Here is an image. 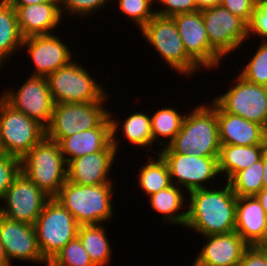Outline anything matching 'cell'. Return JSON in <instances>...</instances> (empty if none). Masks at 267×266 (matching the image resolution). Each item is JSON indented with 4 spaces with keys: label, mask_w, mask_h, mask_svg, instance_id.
I'll return each instance as SVG.
<instances>
[{
    "label": "cell",
    "mask_w": 267,
    "mask_h": 266,
    "mask_svg": "<svg viewBox=\"0 0 267 266\" xmlns=\"http://www.w3.org/2000/svg\"><path fill=\"white\" fill-rule=\"evenodd\" d=\"M46 78L55 104L107 101L106 91L73 59Z\"/></svg>",
    "instance_id": "obj_8"
},
{
    "label": "cell",
    "mask_w": 267,
    "mask_h": 266,
    "mask_svg": "<svg viewBox=\"0 0 267 266\" xmlns=\"http://www.w3.org/2000/svg\"><path fill=\"white\" fill-rule=\"evenodd\" d=\"M207 243L195 261L201 266H238L249 245L236 232L203 236Z\"/></svg>",
    "instance_id": "obj_20"
},
{
    "label": "cell",
    "mask_w": 267,
    "mask_h": 266,
    "mask_svg": "<svg viewBox=\"0 0 267 266\" xmlns=\"http://www.w3.org/2000/svg\"><path fill=\"white\" fill-rule=\"evenodd\" d=\"M145 39L178 73L193 75L200 68L188 55L172 17L155 15L142 29ZM185 73V74H184Z\"/></svg>",
    "instance_id": "obj_9"
},
{
    "label": "cell",
    "mask_w": 267,
    "mask_h": 266,
    "mask_svg": "<svg viewBox=\"0 0 267 266\" xmlns=\"http://www.w3.org/2000/svg\"><path fill=\"white\" fill-rule=\"evenodd\" d=\"M21 173L54 198L67 181V163L59 144L45 136L21 159Z\"/></svg>",
    "instance_id": "obj_4"
},
{
    "label": "cell",
    "mask_w": 267,
    "mask_h": 266,
    "mask_svg": "<svg viewBox=\"0 0 267 266\" xmlns=\"http://www.w3.org/2000/svg\"><path fill=\"white\" fill-rule=\"evenodd\" d=\"M24 38L33 35H48L62 20L61 3H40L27 6H12Z\"/></svg>",
    "instance_id": "obj_22"
},
{
    "label": "cell",
    "mask_w": 267,
    "mask_h": 266,
    "mask_svg": "<svg viewBox=\"0 0 267 266\" xmlns=\"http://www.w3.org/2000/svg\"><path fill=\"white\" fill-rule=\"evenodd\" d=\"M195 1L198 10L216 6V0H195Z\"/></svg>",
    "instance_id": "obj_43"
},
{
    "label": "cell",
    "mask_w": 267,
    "mask_h": 266,
    "mask_svg": "<svg viewBox=\"0 0 267 266\" xmlns=\"http://www.w3.org/2000/svg\"><path fill=\"white\" fill-rule=\"evenodd\" d=\"M23 41L16 10L6 0H0V66L22 48Z\"/></svg>",
    "instance_id": "obj_25"
},
{
    "label": "cell",
    "mask_w": 267,
    "mask_h": 266,
    "mask_svg": "<svg viewBox=\"0 0 267 266\" xmlns=\"http://www.w3.org/2000/svg\"><path fill=\"white\" fill-rule=\"evenodd\" d=\"M4 92L1 97L14 109L38 121L45 128L49 125L55 102L46 77L30 75L17 92Z\"/></svg>",
    "instance_id": "obj_12"
},
{
    "label": "cell",
    "mask_w": 267,
    "mask_h": 266,
    "mask_svg": "<svg viewBox=\"0 0 267 266\" xmlns=\"http://www.w3.org/2000/svg\"><path fill=\"white\" fill-rule=\"evenodd\" d=\"M238 266H267V253L260 246H249Z\"/></svg>",
    "instance_id": "obj_40"
},
{
    "label": "cell",
    "mask_w": 267,
    "mask_h": 266,
    "mask_svg": "<svg viewBox=\"0 0 267 266\" xmlns=\"http://www.w3.org/2000/svg\"><path fill=\"white\" fill-rule=\"evenodd\" d=\"M192 266H201V265H199L196 261L193 263V265Z\"/></svg>",
    "instance_id": "obj_49"
},
{
    "label": "cell",
    "mask_w": 267,
    "mask_h": 266,
    "mask_svg": "<svg viewBox=\"0 0 267 266\" xmlns=\"http://www.w3.org/2000/svg\"><path fill=\"white\" fill-rule=\"evenodd\" d=\"M105 101L55 104L46 137L57 143L65 137L95 127H112Z\"/></svg>",
    "instance_id": "obj_5"
},
{
    "label": "cell",
    "mask_w": 267,
    "mask_h": 266,
    "mask_svg": "<svg viewBox=\"0 0 267 266\" xmlns=\"http://www.w3.org/2000/svg\"><path fill=\"white\" fill-rule=\"evenodd\" d=\"M143 168L139 169V185L146 195L151 196L160 190L172 185L167 163L158 153V159H152Z\"/></svg>",
    "instance_id": "obj_28"
},
{
    "label": "cell",
    "mask_w": 267,
    "mask_h": 266,
    "mask_svg": "<svg viewBox=\"0 0 267 266\" xmlns=\"http://www.w3.org/2000/svg\"><path fill=\"white\" fill-rule=\"evenodd\" d=\"M47 266H95L89 254L76 237L69 241L48 263Z\"/></svg>",
    "instance_id": "obj_32"
},
{
    "label": "cell",
    "mask_w": 267,
    "mask_h": 266,
    "mask_svg": "<svg viewBox=\"0 0 267 266\" xmlns=\"http://www.w3.org/2000/svg\"><path fill=\"white\" fill-rule=\"evenodd\" d=\"M50 197L20 173L0 199V214L8 219L34 225Z\"/></svg>",
    "instance_id": "obj_13"
},
{
    "label": "cell",
    "mask_w": 267,
    "mask_h": 266,
    "mask_svg": "<svg viewBox=\"0 0 267 266\" xmlns=\"http://www.w3.org/2000/svg\"><path fill=\"white\" fill-rule=\"evenodd\" d=\"M267 145L237 146L220 145L218 156L219 173H225L229 182L239 171L260 160Z\"/></svg>",
    "instance_id": "obj_24"
},
{
    "label": "cell",
    "mask_w": 267,
    "mask_h": 266,
    "mask_svg": "<svg viewBox=\"0 0 267 266\" xmlns=\"http://www.w3.org/2000/svg\"><path fill=\"white\" fill-rule=\"evenodd\" d=\"M226 93L213 101L224 111L259 123L267 129V87L246 81L240 75Z\"/></svg>",
    "instance_id": "obj_11"
},
{
    "label": "cell",
    "mask_w": 267,
    "mask_h": 266,
    "mask_svg": "<svg viewBox=\"0 0 267 266\" xmlns=\"http://www.w3.org/2000/svg\"><path fill=\"white\" fill-rule=\"evenodd\" d=\"M0 243L10 264L11 260L18 259L48 265L40 251L34 225L0 214Z\"/></svg>",
    "instance_id": "obj_17"
},
{
    "label": "cell",
    "mask_w": 267,
    "mask_h": 266,
    "mask_svg": "<svg viewBox=\"0 0 267 266\" xmlns=\"http://www.w3.org/2000/svg\"><path fill=\"white\" fill-rule=\"evenodd\" d=\"M185 116L177 112L173 107H165L151 116V132L153 142L160 138L169 139L168 146L180 131Z\"/></svg>",
    "instance_id": "obj_30"
},
{
    "label": "cell",
    "mask_w": 267,
    "mask_h": 266,
    "mask_svg": "<svg viewBox=\"0 0 267 266\" xmlns=\"http://www.w3.org/2000/svg\"><path fill=\"white\" fill-rule=\"evenodd\" d=\"M123 136L133 146L152 148L153 138L151 132V117L146 113H134L128 116L123 125ZM148 146V147H147Z\"/></svg>",
    "instance_id": "obj_31"
},
{
    "label": "cell",
    "mask_w": 267,
    "mask_h": 266,
    "mask_svg": "<svg viewBox=\"0 0 267 266\" xmlns=\"http://www.w3.org/2000/svg\"><path fill=\"white\" fill-rule=\"evenodd\" d=\"M119 10L130 17L137 27L142 29L155 15L154 10H150L155 0H118Z\"/></svg>",
    "instance_id": "obj_34"
},
{
    "label": "cell",
    "mask_w": 267,
    "mask_h": 266,
    "mask_svg": "<svg viewBox=\"0 0 267 266\" xmlns=\"http://www.w3.org/2000/svg\"><path fill=\"white\" fill-rule=\"evenodd\" d=\"M109 115L112 123V142L102 152L86 154L70 160L67 163V181L79 185L113 184L108 179L110 178L108 173L111 171L118 149L116 134H118L119 121L112 118L111 112Z\"/></svg>",
    "instance_id": "obj_14"
},
{
    "label": "cell",
    "mask_w": 267,
    "mask_h": 266,
    "mask_svg": "<svg viewBox=\"0 0 267 266\" xmlns=\"http://www.w3.org/2000/svg\"><path fill=\"white\" fill-rule=\"evenodd\" d=\"M221 190L210 188L189 192V208L185 227L203 236L235 231L236 200L229 182Z\"/></svg>",
    "instance_id": "obj_1"
},
{
    "label": "cell",
    "mask_w": 267,
    "mask_h": 266,
    "mask_svg": "<svg viewBox=\"0 0 267 266\" xmlns=\"http://www.w3.org/2000/svg\"><path fill=\"white\" fill-rule=\"evenodd\" d=\"M0 266H11L9 260L6 257L4 247L0 243Z\"/></svg>",
    "instance_id": "obj_45"
},
{
    "label": "cell",
    "mask_w": 267,
    "mask_h": 266,
    "mask_svg": "<svg viewBox=\"0 0 267 266\" xmlns=\"http://www.w3.org/2000/svg\"><path fill=\"white\" fill-rule=\"evenodd\" d=\"M11 6H27L40 3H62V0H6Z\"/></svg>",
    "instance_id": "obj_41"
},
{
    "label": "cell",
    "mask_w": 267,
    "mask_h": 266,
    "mask_svg": "<svg viewBox=\"0 0 267 266\" xmlns=\"http://www.w3.org/2000/svg\"><path fill=\"white\" fill-rule=\"evenodd\" d=\"M263 156L252 166L239 171L230 181L236 196H256L263 189Z\"/></svg>",
    "instance_id": "obj_29"
},
{
    "label": "cell",
    "mask_w": 267,
    "mask_h": 266,
    "mask_svg": "<svg viewBox=\"0 0 267 266\" xmlns=\"http://www.w3.org/2000/svg\"><path fill=\"white\" fill-rule=\"evenodd\" d=\"M25 46L35 66L32 75L47 77L72 61L71 50L55 34L26 37L22 43Z\"/></svg>",
    "instance_id": "obj_18"
},
{
    "label": "cell",
    "mask_w": 267,
    "mask_h": 266,
    "mask_svg": "<svg viewBox=\"0 0 267 266\" xmlns=\"http://www.w3.org/2000/svg\"><path fill=\"white\" fill-rule=\"evenodd\" d=\"M155 3H161L163 10H155L159 16L172 17L180 13H189L198 11L195 0H155Z\"/></svg>",
    "instance_id": "obj_37"
},
{
    "label": "cell",
    "mask_w": 267,
    "mask_h": 266,
    "mask_svg": "<svg viewBox=\"0 0 267 266\" xmlns=\"http://www.w3.org/2000/svg\"><path fill=\"white\" fill-rule=\"evenodd\" d=\"M262 245H267V235H266L265 242Z\"/></svg>",
    "instance_id": "obj_50"
},
{
    "label": "cell",
    "mask_w": 267,
    "mask_h": 266,
    "mask_svg": "<svg viewBox=\"0 0 267 266\" xmlns=\"http://www.w3.org/2000/svg\"><path fill=\"white\" fill-rule=\"evenodd\" d=\"M264 211L267 213V188H263L256 196Z\"/></svg>",
    "instance_id": "obj_42"
},
{
    "label": "cell",
    "mask_w": 267,
    "mask_h": 266,
    "mask_svg": "<svg viewBox=\"0 0 267 266\" xmlns=\"http://www.w3.org/2000/svg\"><path fill=\"white\" fill-rule=\"evenodd\" d=\"M103 224L79 226L77 238L95 266H105L111 260V246Z\"/></svg>",
    "instance_id": "obj_26"
},
{
    "label": "cell",
    "mask_w": 267,
    "mask_h": 266,
    "mask_svg": "<svg viewBox=\"0 0 267 266\" xmlns=\"http://www.w3.org/2000/svg\"><path fill=\"white\" fill-rule=\"evenodd\" d=\"M263 188H267V149L263 153Z\"/></svg>",
    "instance_id": "obj_44"
},
{
    "label": "cell",
    "mask_w": 267,
    "mask_h": 266,
    "mask_svg": "<svg viewBox=\"0 0 267 266\" xmlns=\"http://www.w3.org/2000/svg\"><path fill=\"white\" fill-rule=\"evenodd\" d=\"M253 34H257L267 41V2L254 8L248 23V37Z\"/></svg>",
    "instance_id": "obj_38"
},
{
    "label": "cell",
    "mask_w": 267,
    "mask_h": 266,
    "mask_svg": "<svg viewBox=\"0 0 267 266\" xmlns=\"http://www.w3.org/2000/svg\"><path fill=\"white\" fill-rule=\"evenodd\" d=\"M45 136L42 124L0 97V152L22 159Z\"/></svg>",
    "instance_id": "obj_6"
},
{
    "label": "cell",
    "mask_w": 267,
    "mask_h": 266,
    "mask_svg": "<svg viewBox=\"0 0 267 266\" xmlns=\"http://www.w3.org/2000/svg\"><path fill=\"white\" fill-rule=\"evenodd\" d=\"M200 11L209 43L222 58L248 39V24L222 5Z\"/></svg>",
    "instance_id": "obj_10"
},
{
    "label": "cell",
    "mask_w": 267,
    "mask_h": 266,
    "mask_svg": "<svg viewBox=\"0 0 267 266\" xmlns=\"http://www.w3.org/2000/svg\"><path fill=\"white\" fill-rule=\"evenodd\" d=\"M222 6L242 18L247 24L250 22L255 8L250 0H225Z\"/></svg>",
    "instance_id": "obj_39"
},
{
    "label": "cell",
    "mask_w": 267,
    "mask_h": 266,
    "mask_svg": "<svg viewBox=\"0 0 267 266\" xmlns=\"http://www.w3.org/2000/svg\"><path fill=\"white\" fill-rule=\"evenodd\" d=\"M248 82L267 87V41L263 39L256 53L239 74Z\"/></svg>",
    "instance_id": "obj_33"
},
{
    "label": "cell",
    "mask_w": 267,
    "mask_h": 266,
    "mask_svg": "<svg viewBox=\"0 0 267 266\" xmlns=\"http://www.w3.org/2000/svg\"><path fill=\"white\" fill-rule=\"evenodd\" d=\"M225 0H216V5H222Z\"/></svg>",
    "instance_id": "obj_47"
},
{
    "label": "cell",
    "mask_w": 267,
    "mask_h": 266,
    "mask_svg": "<svg viewBox=\"0 0 267 266\" xmlns=\"http://www.w3.org/2000/svg\"><path fill=\"white\" fill-rule=\"evenodd\" d=\"M235 231L249 246L265 242L267 213L255 196H237Z\"/></svg>",
    "instance_id": "obj_21"
},
{
    "label": "cell",
    "mask_w": 267,
    "mask_h": 266,
    "mask_svg": "<svg viewBox=\"0 0 267 266\" xmlns=\"http://www.w3.org/2000/svg\"><path fill=\"white\" fill-rule=\"evenodd\" d=\"M260 247L267 253V245H261Z\"/></svg>",
    "instance_id": "obj_48"
},
{
    "label": "cell",
    "mask_w": 267,
    "mask_h": 266,
    "mask_svg": "<svg viewBox=\"0 0 267 266\" xmlns=\"http://www.w3.org/2000/svg\"><path fill=\"white\" fill-rule=\"evenodd\" d=\"M250 1L255 7L263 5L264 3L267 2V0H250Z\"/></svg>",
    "instance_id": "obj_46"
},
{
    "label": "cell",
    "mask_w": 267,
    "mask_h": 266,
    "mask_svg": "<svg viewBox=\"0 0 267 266\" xmlns=\"http://www.w3.org/2000/svg\"><path fill=\"white\" fill-rule=\"evenodd\" d=\"M112 186L79 185L66 181L54 198L73 215L79 226L102 224L113 217Z\"/></svg>",
    "instance_id": "obj_3"
},
{
    "label": "cell",
    "mask_w": 267,
    "mask_h": 266,
    "mask_svg": "<svg viewBox=\"0 0 267 266\" xmlns=\"http://www.w3.org/2000/svg\"><path fill=\"white\" fill-rule=\"evenodd\" d=\"M185 116L174 140L159 153H178L196 157H218L220 151L217 104L198 105Z\"/></svg>",
    "instance_id": "obj_2"
},
{
    "label": "cell",
    "mask_w": 267,
    "mask_h": 266,
    "mask_svg": "<svg viewBox=\"0 0 267 266\" xmlns=\"http://www.w3.org/2000/svg\"><path fill=\"white\" fill-rule=\"evenodd\" d=\"M111 142L112 127H95L62 138L58 144L60 152L68 163L86 154L102 152Z\"/></svg>",
    "instance_id": "obj_23"
},
{
    "label": "cell",
    "mask_w": 267,
    "mask_h": 266,
    "mask_svg": "<svg viewBox=\"0 0 267 266\" xmlns=\"http://www.w3.org/2000/svg\"><path fill=\"white\" fill-rule=\"evenodd\" d=\"M220 145H267V129L259 123L224 112L217 105Z\"/></svg>",
    "instance_id": "obj_19"
},
{
    "label": "cell",
    "mask_w": 267,
    "mask_h": 266,
    "mask_svg": "<svg viewBox=\"0 0 267 266\" xmlns=\"http://www.w3.org/2000/svg\"><path fill=\"white\" fill-rule=\"evenodd\" d=\"M180 189L182 188L172 184L169 187L152 194L149 198L153 210L161 213L167 224H181L183 227L187 221V210L182 213L178 212L180 209H183V203L184 200H186Z\"/></svg>",
    "instance_id": "obj_27"
},
{
    "label": "cell",
    "mask_w": 267,
    "mask_h": 266,
    "mask_svg": "<svg viewBox=\"0 0 267 266\" xmlns=\"http://www.w3.org/2000/svg\"><path fill=\"white\" fill-rule=\"evenodd\" d=\"M167 163L171 182L186 188V192L206 188L203 183L218 176V157H196L193 154L159 153ZM177 178V179H176ZM176 179V180H174Z\"/></svg>",
    "instance_id": "obj_16"
},
{
    "label": "cell",
    "mask_w": 267,
    "mask_h": 266,
    "mask_svg": "<svg viewBox=\"0 0 267 266\" xmlns=\"http://www.w3.org/2000/svg\"><path fill=\"white\" fill-rule=\"evenodd\" d=\"M107 1L109 2V0H62L61 13L64 11L71 15L77 14L84 17L87 15L88 17L102 6L104 7Z\"/></svg>",
    "instance_id": "obj_36"
},
{
    "label": "cell",
    "mask_w": 267,
    "mask_h": 266,
    "mask_svg": "<svg viewBox=\"0 0 267 266\" xmlns=\"http://www.w3.org/2000/svg\"><path fill=\"white\" fill-rule=\"evenodd\" d=\"M187 55L201 68L219 66L222 57L211 47L201 11L172 16Z\"/></svg>",
    "instance_id": "obj_15"
},
{
    "label": "cell",
    "mask_w": 267,
    "mask_h": 266,
    "mask_svg": "<svg viewBox=\"0 0 267 266\" xmlns=\"http://www.w3.org/2000/svg\"><path fill=\"white\" fill-rule=\"evenodd\" d=\"M21 173V159L0 152V199Z\"/></svg>",
    "instance_id": "obj_35"
},
{
    "label": "cell",
    "mask_w": 267,
    "mask_h": 266,
    "mask_svg": "<svg viewBox=\"0 0 267 266\" xmlns=\"http://www.w3.org/2000/svg\"><path fill=\"white\" fill-rule=\"evenodd\" d=\"M34 228L40 251L49 263L69 241L77 237L79 225L67 209L55 198H50Z\"/></svg>",
    "instance_id": "obj_7"
}]
</instances>
